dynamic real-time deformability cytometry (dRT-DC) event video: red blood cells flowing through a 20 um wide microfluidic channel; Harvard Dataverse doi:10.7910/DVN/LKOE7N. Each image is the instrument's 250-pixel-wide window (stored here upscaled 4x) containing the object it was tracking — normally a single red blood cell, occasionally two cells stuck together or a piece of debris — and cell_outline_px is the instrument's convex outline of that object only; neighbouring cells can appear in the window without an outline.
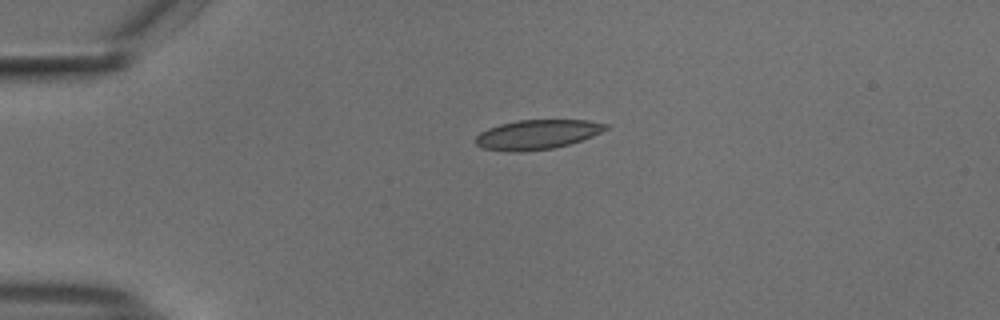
{"species": "common noctule bat (a hibernating species)", "species_latin": "Nyctalus noctula", "temperature_condition": "cold", "stored_images_in_passage": 42, "camera_frame_rate_fps": 3000, "um_per_image_px": 0.085, "animal": {"sex": "male", "body_mass_g": 18.8}, "frame": {"image": 1, "passage_image": 1, "time_ms": 0.0, "image_size_px": [1000, 320], "cell_outline_px": [[608, 128], [592, 136], [568, 144], [552, 148], [520, 152], [516, 152], [484, 148], [476, 144], [476, 136], [480, 132], [488, 128], [500, 124], [516, 120], [588, 120], [608, 124]], "centroid_in_image_um": [45.65, 11.42], "position_along_channel_um": 39.4, "area_um2": 22.14}}
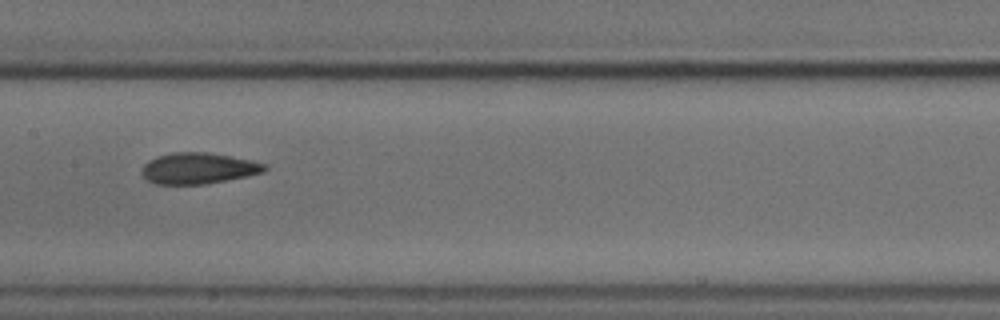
{"frame": {"image": 2, "passage_image": 16, "time_ms": 5.0, "image_size_px": [1000, 320], "cell_outline_px": [[268, 168], [264, 172], [204, 184], [156, 184], [148, 180], [140, 172], [144, 164], [148, 160], [156, 156], [172, 152], [208, 152], [252, 160], [268, 164]], "centroid_in_image_um": [16.85, 14.29], "position_along_channel_um": 190.6, "area_um2": 22.25}}
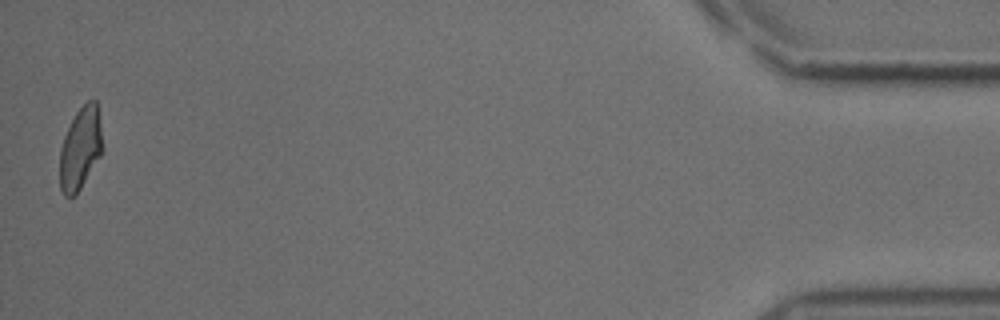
{"frame": {"image": 3, "passage_image": 42, "time_ms": 13.667, "image_size_px": [1000, 320], "cell_outline_px": [[100, 156], [76, 196], [64, 196], [60, 188], [60, 148], [64, 136], [76, 112], [88, 100], [96, 100], [100, 124]], "centroid_in_image_um": [6.8, 12.65], "position_along_channel_um": 428.4, "area_um2": 20.0}, "authors_computed_cell_mechanics": {"area_um2": 22.2819, "velocity_mm_per_s": 3.7239, "shape_relaxation_time_tau1_ms": 4.9273, "shape_relaxation_time_tau2_ms": 1.9835, "deformation_change_tau1": 0.138, "deformation_change_tau2": 0.0803}}